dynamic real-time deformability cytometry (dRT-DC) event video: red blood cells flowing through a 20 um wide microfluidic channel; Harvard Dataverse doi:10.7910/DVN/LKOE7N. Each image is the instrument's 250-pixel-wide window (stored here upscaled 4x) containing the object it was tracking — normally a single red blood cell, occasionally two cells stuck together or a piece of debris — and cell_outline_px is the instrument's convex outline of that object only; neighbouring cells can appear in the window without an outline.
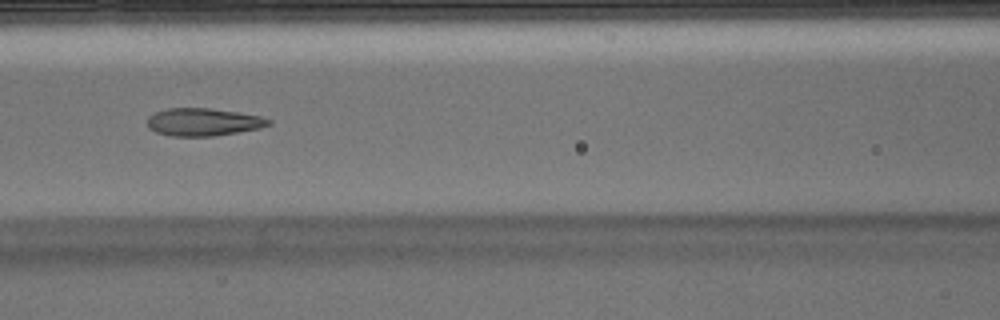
{"species": "Egyptian fruit bat (a non-hibernating species)", "species_latin": "Rousettus aegyptiacus", "temperature_condition": "warm", "stored_images_in_passage": 51, "segment_of_instrument_passage": [1, 2], "camera_frame_rate_fps": 3000, "um_per_image_px": 0.085, "animal": {"sex": "male"}, "frame": {"image": 1, "passage_image": 21, "time_ms": 6.667, "image_size_px": [1000, 320], "cell_outline_px": [[272, 124], [260, 128], [212, 136], [172, 136], [156, 132], [148, 128], [148, 116], [156, 112], [168, 108], [208, 108], [240, 112], [260, 116], [272, 120]], "centroid_in_image_um": [17.29, 10.36], "position_along_channel_um": 149.3, "area_um2": 19.54}}
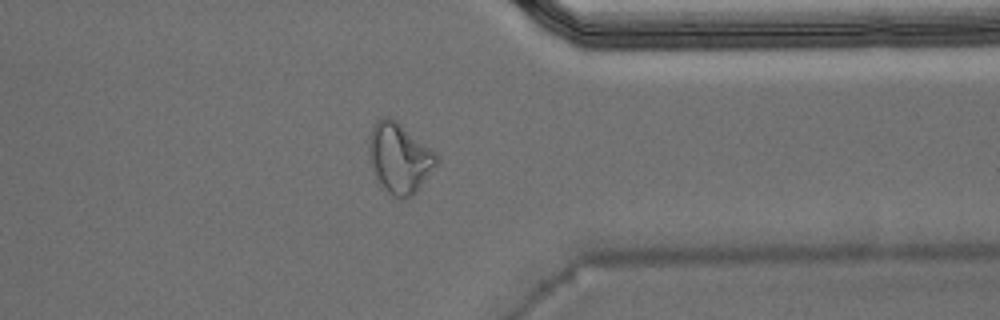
{"frame": {"image": 2, "passage_image": 39, "time_ms": 12.667, "image_size_px": [1000, 320], "cell_outline_px": [[436, 164], [416, 192], [412, 196], [404, 200], [400, 200], [392, 196], [384, 188], [376, 176], [368, 148], [368, 140], [372, 128], [376, 120], [384, 116], [388, 116], [396, 120], [436, 152]], "centroid_in_image_um": [33.94, 13.42], "position_along_channel_um": 377.5, "area_um2": 27.22}}
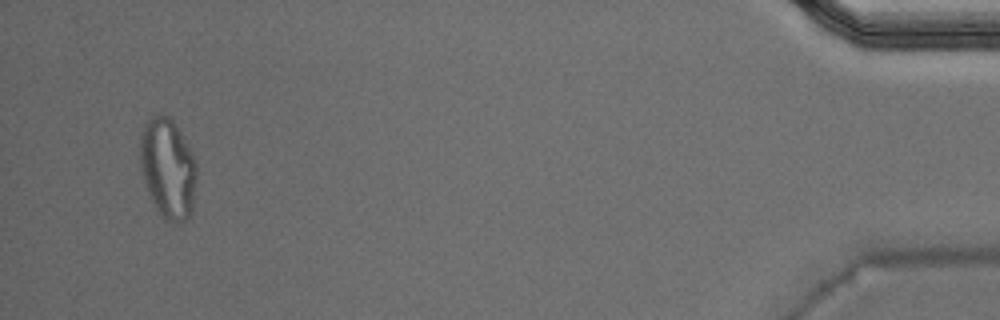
{"frame": {"image": 3, "passage_image": 48, "time_ms": 15.667, "image_size_px": [1000, 320], "cell_outline_px": [[196, 176], [192, 212], [184, 220], [176, 224], [172, 224], [164, 220], [156, 208], [144, 184], [140, 172], [140, 136], [144, 124], [152, 112], [160, 112], [168, 116], [172, 120], [180, 132], [192, 152], [196, 160]], "centroid_in_image_um": [14.24, 14.29], "position_along_channel_um": 421.0, "area_um2": 33.58}}